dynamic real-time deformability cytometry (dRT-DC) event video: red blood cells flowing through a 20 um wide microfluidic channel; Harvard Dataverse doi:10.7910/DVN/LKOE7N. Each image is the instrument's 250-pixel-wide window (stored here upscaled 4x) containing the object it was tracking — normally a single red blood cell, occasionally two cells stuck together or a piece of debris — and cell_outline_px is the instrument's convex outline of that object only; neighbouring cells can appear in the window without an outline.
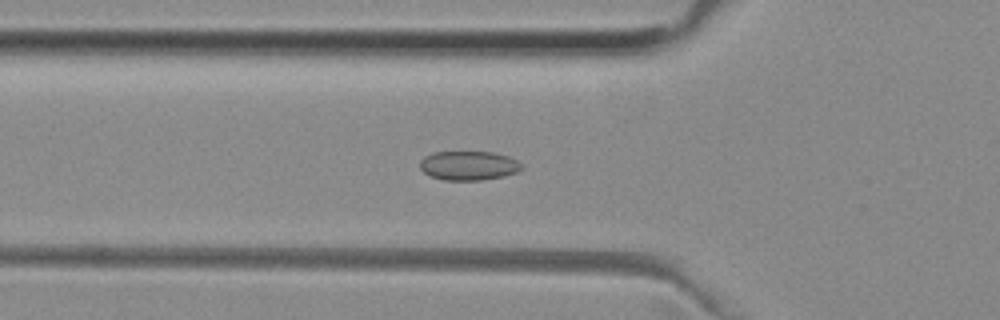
{"species": "common noctule bat (a hibernating species)", "species_latin": "Nyctalus noctula", "temperature_condition": "room temperature", "stored_images_in_passage": 52, "camera_frame_rate_fps": 3000, "um_per_image_px": 0.085, "animal": {"sex": "female", "body_mass_g": 29.2, "forearm_length_mm": 56.3}, "frame": {"image": 1, "passage_image": 18, "time_ms": 5.667, "image_size_px": [1000, 320], "cell_outline_px": [[524, 168], [516, 172], [504, 176], [480, 180], [444, 180], [428, 176], [420, 168], [420, 160], [424, 156], [432, 152], [492, 152], [508, 156], [524, 164]], "centroid_in_image_um": [39.83, 14.07], "position_along_channel_um": 86.0, "area_um2": 17.46}}
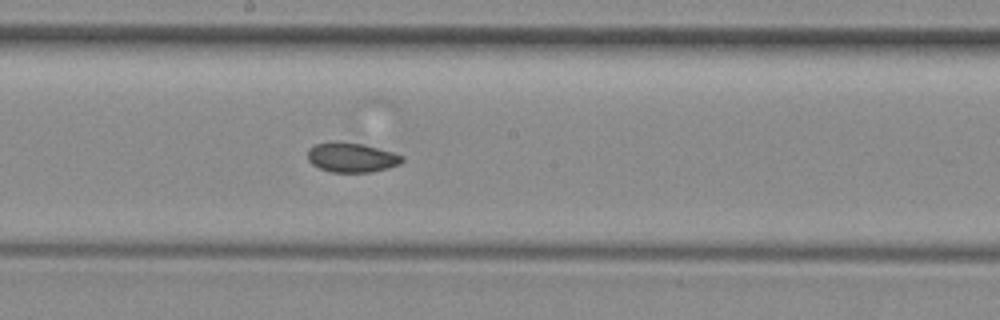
{"frame": {"image": 2, "passage_image": 28, "time_ms": 9.0, "image_size_px": [1000, 320], "cell_outline_px": [[404, 160], [400, 164], [388, 168], [372, 172], [332, 172], [320, 168], [312, 164], [308, 160], [308, 148], [316, 144], [332, 140], [336, 140], [364, 144], [392, 152], [404, 156]], "centroid_in_image_um": [29.88, 13.36], "position_along_channel_um": 218.3, "area_um2": 16.53}}
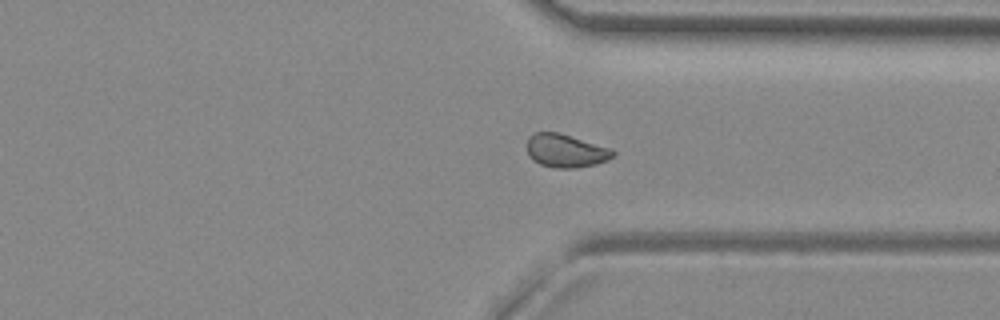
{"frame": {"image": 3, "passage_image": 39, "time_ms": 12.667, "image_size_px": [1000, 320], "cell_outline_px": [[616, 156], [608, 160], [596, 164], [576, 168], [556, 168], [540, 164], [532, 160], [528, 152], [528, 136], [536, 132], [560, 132], [612, 148], [616, 152]], "centroid_in_image_um": [48.14, 12.81], "position_along_channel_um": 363.3, "area_um2": 16.94}, "authors_computed_cell_mechanics": {"area_um2": 16.9643, "velocity_mm_per_s": 3.963, "shape_relaxation_time_tau1_ms": null, "shape_relaxation_time_tau2_ms": 2.4442, "deformation_change_tau1": null, "deformation_change_tau2": 0.047}}